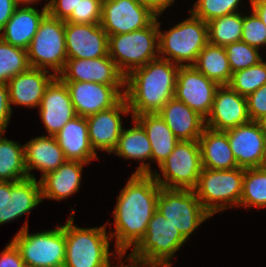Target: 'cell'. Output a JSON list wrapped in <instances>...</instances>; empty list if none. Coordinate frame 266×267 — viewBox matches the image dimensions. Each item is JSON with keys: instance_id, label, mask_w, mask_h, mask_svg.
I'll use <instances>...</instances> for the list:
<instances>
[{"instance_id": "obj_1", "label": "cell", "mask_w": 266, "mask_h": 267, "mask_svg": "<svg viewBox=\"0 0 266 267\" xmlns=\"http://www.w3.org/2000/svg\"><path fill=\"white\" fill-rule=\"evenodd\" d=\"M161 186L152 174L133 173L117 198L113 211L116 238L115 250L127 251L144 238L147 225L157 210Z\"/></svg>"}, {"instance_id": "obj_2", "label": "cell", "mask_w": 266, "mask_h": 267, "mask_svg": "<svg viewBox=\"0 0 266 267\" xmlns=\"http://www.w3.org/2000/svg\"><path fill=\"white\" fill-rule=\"evenodd\" d=\"M179 65L157 58L131 71L125 78V95L132 119L158 113L174 98Z\"/></svg>"}, {"instance_id": "obj_3", "label": "cell", "mask_w": 266, "mask_h": 267, "mask_svg": "<svg viewBox=\"0 0 266 267\" xmlns=\"http://www.w3.org/2000/svg\"><path fill=\"white\" fill-rule=\"evenodd\" d=\"M74 211L65 223L64 267H105L116 253L109 251L111 236L107 235L106 223L93 228L73 225ZM110 239V240H109Z\"/></svg>"}, {"instance_id": "obj_4", "label": "cell", "mask_w": 266, "mask_h": 267, "mask_svg": "<svg viewBox=\"0 0 266 267\" xmlns=\"http://www.w3.org/2000/svg\"><path fill=\"white\" fill-rule=\"evenodd\" d=\"M159 16L145 28L108 36V55L125 77L134 69L159 58Z\"/></svg>"}, {"instance_id": "obj_5", "label": "cell", "mask_w": 266, "mask_h": 267, "mask_svg": "<svg viewBox=\"0 0 266 267\" xmlns=\"http://www.w3.org/2000/svg\"><path fill=\"white\" fill-rule=\"evenodd\" d=\"M158 30L159 58L179 66L193 65L208 44L207 23L192 14L166 33Z\"/></svg>"}, {"instance_id": "obj_6", "label": "cell", "mask_w": 266, "mask_h": 267, "mask_svg": "<svg viewBox=\"0 0 266 267\" xmlns=\"http://www.w3.org/2000/svg\"><path fill=\"white\" fill-rule=\"evenodd\" d=\"M243 178L244 168L241 167L219 170L202 168L193 190L203 208L213 216L227 208L239 207Z\"/></svg>"}, {"instance_id": "obj_7", "label": "cell", "mask_w": 266, "mask_h": 267, "mask_svg": "<svg viewBox=\"0 0 266 267\" xmlns=\"http://www.w3.org/2000/svg\"><path fill=\"white\" fill-rule=\"evenodd\" d=\"M28 221L11 240L26 267H64L65 224L52 230L29 234Z\"/></svg>"}, {"instance_id": "obj_8", "label": "cell", "mask_w": 266, "mask_h": 267, "mask_svg": "<svg viewBox=\"0 0 266 267\" xmlns=\"http://www.w3.org/2000/svg\"><path fill=\"white\" fill-rule=\"evenodd\" d=\"M30 67L54 71L55 76L63 71L68 59L65 43V21L48 13L41 20L38 30L27 48Z\"/></svg>"}, {"instance_id": "obj_9", "label": "cell", "mask_w": 266, "mask_h": 267, "mask_svg": "<svg viewBox=\"0 0 266 267\" xmlns=\"http://www.w3.org/2000/svg\"><path fill=\"white\" fill-rule=\"evenodd\" d=\"M157 211L167 218L186 240L201 223L211 217L192 189L161 187Z\"/></svg>"}, {"instance_id": "obj_10", "label": "cell", "mask_w": 266, "mask_h": 267, "mask_svg": "<svg viewBox=\"0 0 266 267\" xmlns=\"http://www.w3.org/2000/svg\"><path fill=\"white\" fill-rule=\"evenodd\" d=\"M159 168L163 178L156 171L152 175L161 187L193 190L203 168L198 141H179Z\"/></svg>"}, {"instance_id": "obj_11", "label": "cell", "mask_w": 266, "mask_h": 267, "mask_svg": "<svg viewBox=\"0 0 266 267\" xmlns=\"http://www.w3.org/2000/svg\"><path fill=\"white\" fill-rule=\"evenodd\" d=\"M186 239L159 211H155L147 225L144 238L132 252L156 267H171L170 262Z\"/></svg>"}, {"instance_id": "obj_12", "label": "cell", "mask_w": 266, "mask_h": 267, "mask_svg": "<svg viewBox=\"0 0 266 267\" xmlns=\"http://www.w3.org/2000/svg\"><path fill=\"white\" fill-rule=\"evenodd\" d=\"M156 16L139 0H103L100 25L108 36L118 35L147 27Z\"/></svg>"}, {"instance_id": "obj_13", "label": "cell", "mask_w": 266, "mask_h": 267, "mask_svg": "<svg viewBox=\"0 0 266 267\" xmlns=\"http://www.w3.org/2000/svg\"><path fill=\"white\" fill-rule=\"evenodd\" d=\"M63 82L68 88L76 114L84 118L112 108L125 95V85H105L80 81Z\"/></svg>"}, {"instance_id": "obj_14", "label": "cell", "mask_w": 266, "mask_h": 267, "mask_svg": "<svg viewBox=\"0 0 266 267\" xmlns=\"http://www.w3.org/2000/svg\"><path fill=\"white\" fill-rule=\"evenodd\" d=\"M219 85L199 72L193 65L180 66L174 98L184 102L204 119L209 115Z\"/></svg>"}, {"instance_id": "obj_15", "label": "cell", "mask_w": 266, "mask_h": 267, "mask_svg": "<svg viewBox=\"0 0 266 267\" xmlns=\"http://www.w3.org/2000/svg\"><path fill=\"white\" fill-rule=\"evenodd\" d=\"M225 132L238 167H261L266 150V132L259 121H249Z\"/></svg>"}, {"instance_id": "obj_16", "label": "cell", "mask_w": 266, "mask_h": 267, "mask_svg": "<svg viewBox=\"0 0 266 267\" xmlns=\"http://www.w3.org/2000/svg\"><path fill=\"white\" fill-rule=\"evenodd\" d=\"M251 121L247 99L228 85L217 88L211 111L205 119V127L215 131H227Z\"/></svg>"}, {"instance_id": "obj_17", "label": "cell", "mask_w": 266, "mask_h": 267, "mask_svg": "<svg viewBox=\"0 0 266 267\" xmlns=\"http://www.w3.org/2000/svg\"><path fill=\"white\" fill-rule=\"evenodd\" d=\"M68 58L97 59L108 56V35L100 24L65 22Z\"/></svg>"}, {"instance_id": "obj_18", "label": "cell", "mask_w": 266, "mask_h": 267, "mask_svg": "<svg viewBox=\"0 0 266 267\" xmlns=\"http://www.w3.org/2000/svg\"><path fill=\"white\" fill-rule=\"evenodd\" d=\"M39 112L49 136H56L67 122L77 116L68 88L58 76L46 87Z\"/></svg>"}, {"instance_id": "obj_19", "label": "cell", "mask_w": 266, "mask_h": 267, "mask_svg": "<svg viewBox=\"0 0 266 267\" xmlns=\"http://www.w3.org/2000/svg\"><path fill=\"white\" fill-rule=\"evenodd\" d=\"M59 75L62 81L93 82L105 85H125L126 78L109 55L97 59L68 58Z\"/></svg>"}, {"instance_id": "obj_20", "label": "cell", "mask_w": 266, "mask_h": 267, "mask_svg": "<svg viewBox=\"0 0 266 267\" xmlns=\"http://www.w3.org/2000/svg\"><path fill=\"white\" fill-rule=\"evenodd\" d=\"M130 113L128 103L123 97L115 106L87 117L89 140L93 150L112 153L118 145L123 130L120 114Z\"/></svg>"}, {"instance_id": "obj_21", "label": "cell", "mask_w": 266, "mask_h": 267, "mask_svg": "<svg viewBox=\"0 0 266 267\" xmlns=\"http://www.w3.org/2000/svg\"><path fill=\"white\" fill-rule=\"evenodd\" d=\"M48 70L29 67L7 83L10 105L39 107L46 87L56 77Z\"/></svg>"}, {"instance_id": "obj_22", "label": "cell", "mask_w": 266, "mask_h": 267, "mask_svg": "<svg viewBox=\"0 0 266 267\" xmlns=\"http://www.w3.org/2000/svg\"><path fill=\"white\" fill-rule=\"evenodd\" d=\"M179 141H198L205 128V119L175 98L158 112Z\"/></svg>"}, {"instance_id": "obj_23", "label": "cell", "mask_w": 266, "mask_h": 267, "mask_svg": "<svg viewBox=\"0 0 266 267\" xmlns=\"http://www.w3.org/2000/svg\"><path fill=\"white\" fill-rule=\"evenodd\" d=\"M55 137L66 160L79 161L88 165L92 159H98L97 153L90 144L86 118L75 116Z\"/></svg>"}, {"instance_id": "obj_24", "label": "cell", "mask_w": 266, "mask_h": 267, "mask_svg": "<svg viewBox=\"0 0 266 267\" xmlns=\"http://www.w3.org/2000/svg\"><path fill=\"white\" fill-rule=\"evenodd\" d=\"M25 165L29 178L35 176L30 173L34 169L42 172V177L55 171L66 158L55 136H39L24 144Z\"/></svg>"}, {"instance_id": "obj_25", "label": "cell", "mask_w": 266, "mask_h": 267, "mask_svg": "<svg viewBox=\"0 0 266 267\" xmlns=\"http://www.w3.org/2000/svg\"><path fill=\"white\" fill-rule=\"evenodd\" d=\"M46 14L45 6L39 11L29 5L24 7L19 5L0 31V38L10 45L27 50Z\"/></svg>"}, {"instance_id": "obj_26", "label": "cell", "mask_w": 266, "mask_h": 267, "mask_svg": "<svg viewBox=\"0 0 266 267\" xmlns=\"http://www.w3.org/2000/svg\"><path fill=\"white\" fill-rule=\"evenodd\" d=\"M84 164L66 160L57 170L40 178L42 201L45 198L60 201L76 193L80 189Z\"/></svg>"}, {"instance_id": "obj_27", "label": "cell", "mask_w": 266, "mask_h": 267, "mask_svg": "<svg viewBox=\"0 0 266 267\" xmlns=\"http://www.w3.org/2000/svg\"><path fill=\"white\" fill-rule=\"evenodd\" d=\"M198 143L203 168L211 170L238 168L226 132L205 127Z\"/></svg>"}, {"instance_id": "obj_28", "label": "cell", "mask_w": 266, "mask_h": 267, "mask_svg": "<svg viewBox=\"0 0 266 267\" xmlns=\"http://www.w3.org/2000/svg\"><path fill=\"white\" fill-rule=\"evenodd\" d=\"M133 119L145 130L152 149L151 161H156L159 166L174 150L178 138L158 113H144Z\"/></svg>"}, {"instance_id": "obj_29", "label": "cell", "mask_w": 266, "mask_h": 267, "mask_svg": "<svg viewBox=\"0 0 266 267\" xmlns=\"http://www.w3.org/2000/svg\"><path fill=\"white\" fill-rule=\"evenodd\" d=\"M134 126L130 129H124L120 133L118 145L112 153L123 157L124 159L143 160L135 171V174H152L150 163L144 160L150 159L152 149L150 141L143 127L133 119Z\"/></svg>"}, {"instance_id": "obj_30", "label": "cell", "mask_w": 266, "mask_h": 267, "mask_svg": "<svg viewBox=\"0 0 266 267\" xmlns=\"http://www.w3.org/2000/svg\"><path fill=\"white\" fill-rule=\"evenodd\" d=\"M193 66L219 86L230 82L232 72L223 46L208 43L198 54Z\"/></svg>"}, {"instance_id": "obj_31", "label": "cell", "mask_w": 266, "mask_h": 267, "mask_svg": "<svg viewBox=\"0 0 266 267\" xmlns=\"http://www.w3.org/2000/svg\"><path fill=\"white\" fill-rule=\"evenodd\" d=\"M3 136V133H0V181L18 182L29 178L24 145Z\"/></svg>"}, {"instance_id": "obj_32", "label": "cell", "mask_w": 266, "mask_h": 267, "mask_svg": "<svg viewBox=\"0 0 266 267\" xmlns=\"http://www.w3.org/2000/svg\"><path fill=\"white\" fill-rule=\"evenodd\" d=\"M208 43L225 47L228 44L241 41L243 16L236 12L207 22Z\"/></svg>"}, {"instance_id": "obj_33", "label": "cell", "mask_w": 266, "mask_h": 267, "mask_svg": "<svg viewBox=\"0 0 266 267\" xmlns=\"http://www.w3.org/2000/svg\"><path fill=\"white\" fill-rule=\"evenodd\" d=\"M240 206L266 207V170L262 167L244 169Z\"/></svg>"}, {"instance_id": "obj_34", "label": "cell", "mask_w": 266, "mask_h": 267, "mask_svg": "<svg viewBox=\"0 0 266 267\" xmlns=\"http://www.w3.org/2000/svg\"><path fill=\"white\" fill-rule=\"evenodd\" d=\"M29 67L27 50L10 45L0 38V83L7 84Z\"/></svg>"}, {"instance_id": "obj_35", "label": "cell", "mask_w": 266, "mask_h": 267, "mask_svg": "<svg viewBox=\"0 0 266 267\" xmlns=\"http://www.w3.org/2000/svg\"><path fill=\"white\" fill-rule=\"evenodd\" d=\"M266 84V61L232 73L228 86L242 96L247 97Z\"/></svg>"}, {"instance_id": "obj_36", "label": "cell", "mask_w": 266, "mask_h": 267, "mask_svg": "<svg viewBox=\"0 0 266 267\" xmlns=\"http://www.w3.org/2000/svg\"><path fill=\"white\" fill-rule=\"evenodd\" d=\"M42 202L40 180L27 178L15 182V205L17 218L29 213Z\"/></svg>"}, {"instance_id": "obj_37", "label": "cell", "mask_w": 266, "mask_h": 267, "mask_svg": "<svg viewBox=\"0 0 266 267\" xmlns=\"http://www.w3.org/2000/svg\"><path fill=\"white\" fill-rule=\"evenodd\" d=\"M225 50L232 73L249 68L263 60L258 48L243 41L228 44L225 46Z\"/></svg>"}, {"instance_id": "obj_38", "label": "cell", "mask_w": 266, "mask_h": 267, "mask_svg": "<svg viewBox=\"0 0 266 267\" xmlns=\"http://www.w3.org/2000/svg\"><path fill=\"white\" fill-rule=\"evenodd\" d=\"M241 0H197L190 9L192 15L206 23L224 15L238 12ZM237 9V10H236Z\"/></svg>"}, {"instance_id": "obj_39", "label": "cell", "mask_w": 266, "mask_h": 267, "mask_svg": "<svg viewBox=\"0 0 266 267\" xmlns=\"http://www.w3.org/2000/svg\"><path fill=\"white\" fill-rule=\"evenodd\" d=\"M241 41L258 49L266 46V26L253 10L251 15L243 16Z\"/></svg>"}, {"instance_id": "obj_40", "label": "cell", "mask_w": 266, "mask_h": 267, "mask_svg": "<svg viewBox=\"0 0 266 267\" xmlns=\"http://www.w3.org/2000/svg\"><path fill=\"white\" fill-rule=\"evenodd\" d=\"M103 0H80L76 11L65 22L75 24H100Z\"/></svg>"}, {"instance_id": "obj_41", "label": "cell", "mask_w": 266, "mask_h": 267, "mask_svg": "<svg viewBox=\"0 0 266 267\" xmlns=\"http://www.w3.org/2000/svg\"><path fill=\"white\" fill-rule=\"evenodd\" d=\"M16 218L15 182L0 181V225Z\"/></svg>"}, {"instance_id": "obj_42", "label": "cell", "mask_w": 266, "mask_h": 267, "mask_svg": "<svg viewBox=\"0 0 266 267\" xmlns=\"http://www.w3.org/2000/svg\"><path fill=\"white\" fill-rule=\"evenodd\" d=\"M248 114L251 121H259L266 115V84L247 97Z\"/></svg>"}, {"instance_id": "obj_43", "label": "cell", "mask_w": 266, "mask_h": 267, "mask_svg": "<svg viewBox=\"0 0 266 267\" xmlns=\"http://www.w3.org/2000/svg\"><path fill=\"white\" fill-rule=\"evenodd\" d=\"M80 0H50L45 7H47V13L59 20L66 21L72 14V11H76L77 5Z\"/></svg>"}, {"instance_id": "obj_44", "label": "cell", "mask_w": 266, "mask_h": 267, "mask_svg": "<svg viewBox=\"0 0 266 267\" xmlns=\"http://www.w3.org/2000/svg\"><path fill=\"white\" fill-rule=\"evenodd\" d=\"M12 107L9 100L7 84L0 83V133L4 131L10 122Z\"/></svg>"}, {"instance_id": "obj_45", "label": "cell", "mask_w": 266, "mask_h": 267, "mask_svg": "<svg viewBox=\"0 0 266 267\" xmlns=\"http://www.w3.org/2000/svg\"><path fill=\"white\" fill-rule=\"evenodd\" d=\"M0 267H26L18 248L12 241L1 252Z\"/></svg>"}, {"instance_id": "obj_46", "label": "cell", "mask_w": 266, "mask_h": 267, "mask_svg": "<svg viewBox=\"0 0 266 267\" xmlns=\"http://www.w3.org/2000/svg\"><path fill=\"white\" fill-rule=\"evenodd\" d=\"M126 253V251H116L115 255H119L118 256V263H120V265L118 266H113V267H156L153 263L149 262L148 260L142 258V257H138L136 256L132 251L129 254V256H127L128 260H129V265L126 264L124 266V261H122L123 256H125L124 254ZM132 264V265H131ZM105 267H112L111 266V262L109 261L108 264Z\"/></svg>"}, {"instance_id": "obj_47", "label": "cell", "mask_w": 266, "mask_h": 267, "mask_svg": "<svg viewBox=\"0 0 266 267\" xmlns=\"http://www.w3.org/2000/svg\"><path fill=\"white\" fill-rule=\"evenodd\" d=\"M19 6L17 0H0V31Z\"/></svg>"}, {"instance_id": "obj_48", "label": "cell", "mask_w": 266, "mask_h": 267, "mask_svg": "<svg viewBox=\"0 0 266 267\" xmlns=\"http://www.w3.org/2000/svg\"><path fill=\"white\" fill-rule=\"evenodd\" d=\"M144 5L148 6L154 13L161 15L168 6L172 5L175 0H139Z\"/></svg>"}, {"instance_id": "obj_49", "label": "cell", "mask_w": 266, "mask_h": 267, "mask_svg": "<svg viewBox=\"0 0 266 267\" xmlns=\"http://www.w3.org/2000/svg\"><path fill=\"white\" fill-rule=\"evenodd\" d=\"M253 10L266 26V0H250Z\"/></svg>"}, {"instance_id": "obj_50", "label": "cell", "mask_w": 266, "mask_h": 267, "mask_svg": "<svg viewBox=\"0 0 266 267\" xmlns=\"http://www.w3.org/2000/svg\"><path fill=\"white\" fill-rule=\"evenodd\" d=\"M41 0H17L18 4L22 6V4L24 5H30L32 3L38 2Z\"/></svg>"}, {"instance_id": "obj_51", "label": "cell", "mask_w": 266, "mask_h": 267, "mask_svg": "<svg viewBox=\"0 0 266 267\" xmlns=\"http://www.w3.org/2000/svg\"><path fill=\"white\" fill-rule=\"evenodd\" d=\"M259 123L263 130L266 132V115L261 120H259Z\"/></svg>"}, {"instance_id": "obj_52", "label": "cell", "mask_w": 266, "mask_h": 267, "mask_svg": "<svg viewBox=\"0 0 266 267\" xmlns=\"http://www.w3.org/2000/svg\"><path fill=\"white\" fill-rule=\"evenodd\" d=\"M261 167L266 170V150H265V156H264V160H263Z\"/></svg>"}]
</instances>
